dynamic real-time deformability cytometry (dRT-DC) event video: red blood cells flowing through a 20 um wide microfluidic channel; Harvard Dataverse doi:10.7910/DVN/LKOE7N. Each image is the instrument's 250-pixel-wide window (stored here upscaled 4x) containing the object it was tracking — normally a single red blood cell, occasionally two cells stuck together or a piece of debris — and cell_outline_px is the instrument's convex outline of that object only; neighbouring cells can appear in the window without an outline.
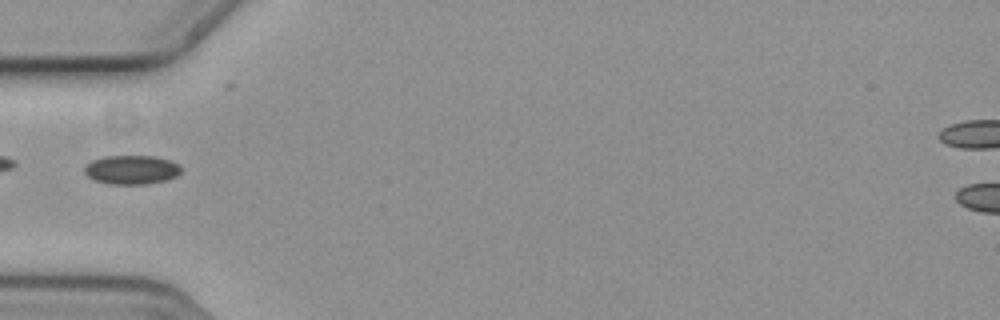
{"species": "common noctule bat (a hibernating species)", "species_latin": "Nyctalus noctula", "temperature_condition": "cold", "stored_images_in_passage": 9, "camera_frame_rate_fps": 3000, "um_per_image_px": 0.085, "animal": {"sex": "female", "body_mass_g": 19.3, "forearm_length_mm": 54.1}, "frame": {"image": 1, "passage_image": 1, "time_ms": 0.0, "image_size_px": [1000, 320], "cell_outline_px": [[184, 168], [176, 176], [168, 180], [148, 184], [108, 184], [96, 180], [88, 176], [84, 172], [84, 168], [92, 160], [104, 156], [156, 156], [172, 160], [180, 164]], "centroid_in_image_um": [11.25, 14.42], "position_along_channel_um": 73.7, "area_um2": 16.59}}
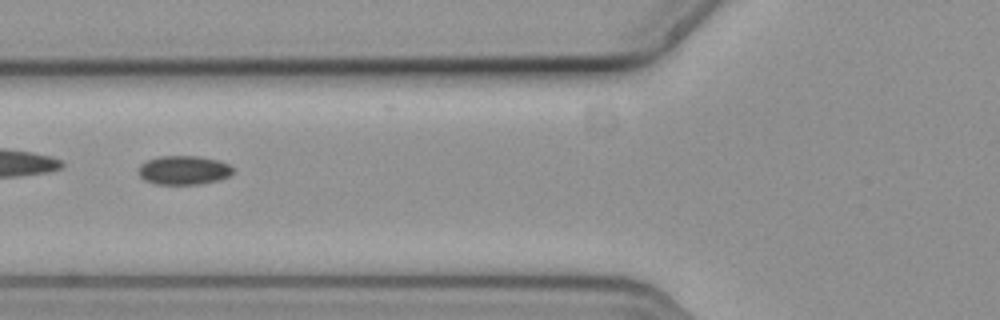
{"frame": {"image": 2, "passage_image": 4, "time_ms": 1.0, "image_size_px": [1000, 320], "cell_outline_px": [[232, 172], [228, 176], [220, 180], [200, 184], [156, 184], [144, 180], [140, 176], [140, 164], [148, 160], [160, 156], [200, 156], [220, 160], [228, 164], [232, 168]], "centroid_in_image_um": [15.63, 14.46], "position_along_channel_um": 110.2, "area_um2": 15.9}}